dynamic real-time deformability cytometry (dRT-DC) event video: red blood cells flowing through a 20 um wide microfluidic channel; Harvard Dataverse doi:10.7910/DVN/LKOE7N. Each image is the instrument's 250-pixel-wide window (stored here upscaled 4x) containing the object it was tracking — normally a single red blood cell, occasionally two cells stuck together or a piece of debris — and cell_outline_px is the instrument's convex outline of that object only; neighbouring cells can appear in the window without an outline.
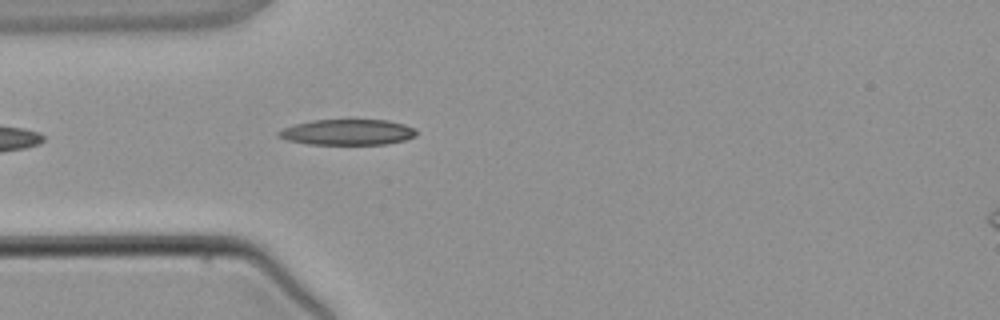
{"species": "common noctule bat (a hibernating species)", "species_latin": "Nyctalus noctula", "temperature_condition": "warm", "stored_images_in_passage": 1, "camera_frame_rate_fps": 3000, "um_per_image_px": 0.085, "animal": {"sex": "male", "body_mass_g": 21.5, "forearm_length_mm": 52.0}, "frame": {"image": 1, "passage_image": 1, "time_ms": 0.0, "image_size_px": [1000, 320], "cell_outline_px": [[416, 136], [404, 140], [384, 144], [308, 144], [288, 140], [276, 136], [276, 132], [284, 128], [296, 124], [312, 120], [388, 120], [404, 124], [416, 128]], "centroid_in_image_um": [29.54, 11.23], "position_along_channel_um": 55.5, "area_um2": 20.58}}